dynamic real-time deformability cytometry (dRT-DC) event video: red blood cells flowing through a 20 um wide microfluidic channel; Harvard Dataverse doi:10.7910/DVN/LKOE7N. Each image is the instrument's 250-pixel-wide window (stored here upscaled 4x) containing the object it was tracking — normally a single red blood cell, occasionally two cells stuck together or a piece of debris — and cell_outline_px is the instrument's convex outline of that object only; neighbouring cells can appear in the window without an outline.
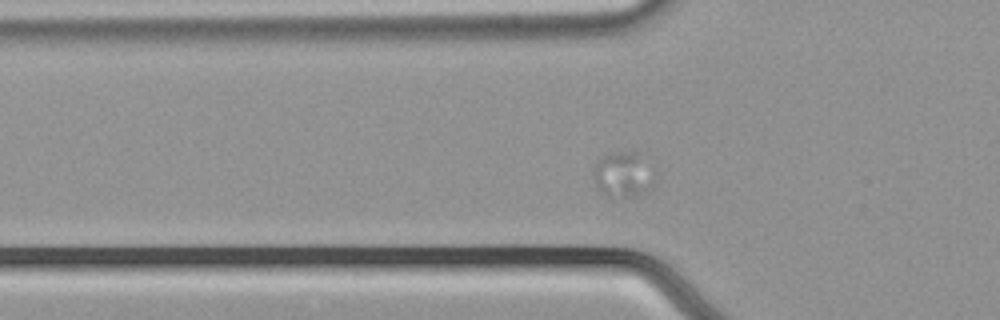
{"species": "common noctule bat (a hibernating species)", "species_latin": "Nyctalus noctula", "temperature_condition": "cold", "stored_images_in_passage": 43, "camera_frame_rate_fps": 3000, "um_per_image_px": 0.085, "animal": {"sex": "male", "body_mass_g": 21.5, "forearm_length_mm": 52.0}, "frame": {"image": 1, "passage_image": 8, "time_ms": 2.333, "image_size_px": [1000, 320], "cell_outline_px": [[656, 184], [652, 188], [640, 196], [608, 196], [600, 192], [596, 188], [592, 176], [592, 168], [596, 160], [600, 156], [608, 152], [640, 152], [652, 168]], "centroid_in_image_um": [52.95, 14.82], "position_along_channel_um": 72.8, "area_um2": 16.99}}
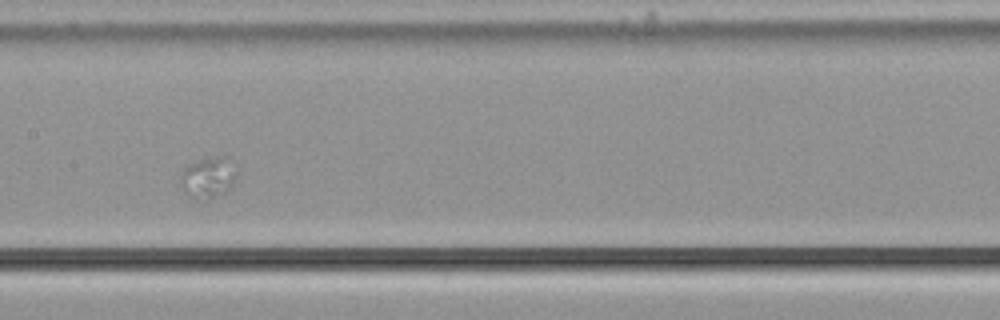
{"frame": {"image": 2, "passage_image": 18, "time_ms": 5.667, "image_size_px": [1000, 320], "cell_outline_px": [[236, 176], [232, 184], [224, 192], [200, 204], [188, 196], [184, 192], [180, 184], [180, 172], [188, 164], [196, 160], [216, 156], [224, 156], [236, 172]], "centroid_in_image_um": [17.59, 15.15], "position_along_channel_um": 189.8, "area_um2": 13.64}}
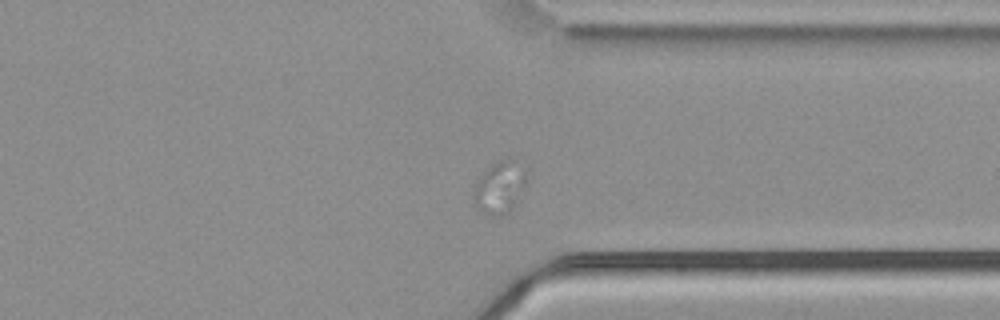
{"frame": {"image": 3, "passage_image": 33, "time_ms": 10.667, "image_size_px": [1000, 320], "cell_outline_px": [[528, 180], [516, 204], [508, 212], [496, 216], [492, 216], [480, 212], [472, 204], [472, 188], [476, 180], [484, 168], [508, 156], [528, 176]], "centroid_in_image_um": [42.4, 15.94], "position_along_channel_um": 369.0, "area_um2": 16.59}}